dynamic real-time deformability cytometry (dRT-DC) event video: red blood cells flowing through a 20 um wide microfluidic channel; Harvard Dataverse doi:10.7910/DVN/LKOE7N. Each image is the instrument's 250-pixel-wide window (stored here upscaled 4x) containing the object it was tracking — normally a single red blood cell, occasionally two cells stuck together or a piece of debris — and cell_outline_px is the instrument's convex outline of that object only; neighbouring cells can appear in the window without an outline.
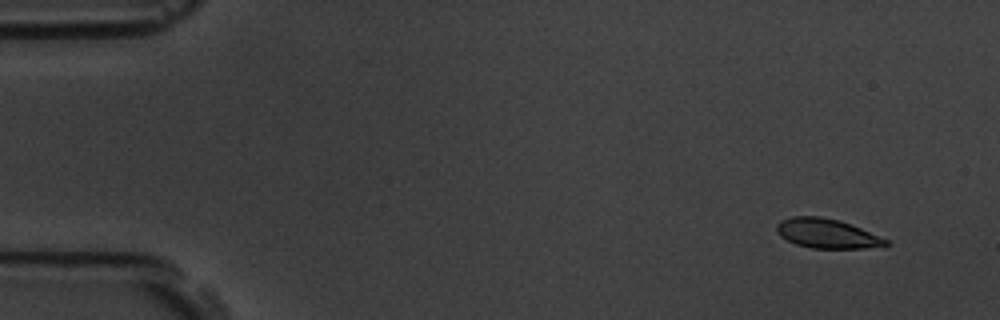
{"species": "common noctule bat (a hibernating species)", "species_latin": "Nyctalus noctula", "temperature_condition": "room temperature", "stored_images_in_passage": 6, "camera_frame_rate_fps": 3000, "um_per_image_px": 0.085, "animal": {"sex": "male", "body_mass_g": 19.5, "forearm_length_mm": 54.6}, "frame": {"image": 1, "passage_image": 1, "time_ms": 0.0, "image_size_px": [1000, 320], "cell_outline_px": [[888, 244], [884, 248], [812, 248], [796, 244], [780, 236], [776, 232], [776, 224], [780, 220], [792, 216], [820, 216], [840, 220], [860, 228], [888, 240]], "centroid_in_image_um": [70.29, 19.85], "position_along_channel_um": 14.7, "area_um2": 18.84}}
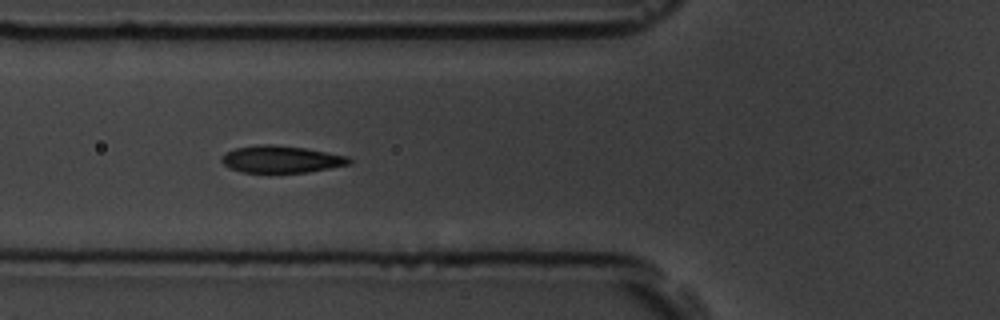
{"frame": {"image": 2, "passage_image": 5, "time_ms": 1.333, "image_size_px": [1000, 320], "cell_outline_px": [[352, 164], [308, 172], [240, 172], [228, 168], [220, 160], [224, 152], [236, 148], [260, 144], [272, 144], [304, 148], [348, 156], [352, 160]], "centroid_in_image_um": [23.88, 13.54], "position_along_channel_um": 101.9, "area_um2": 20.17}}
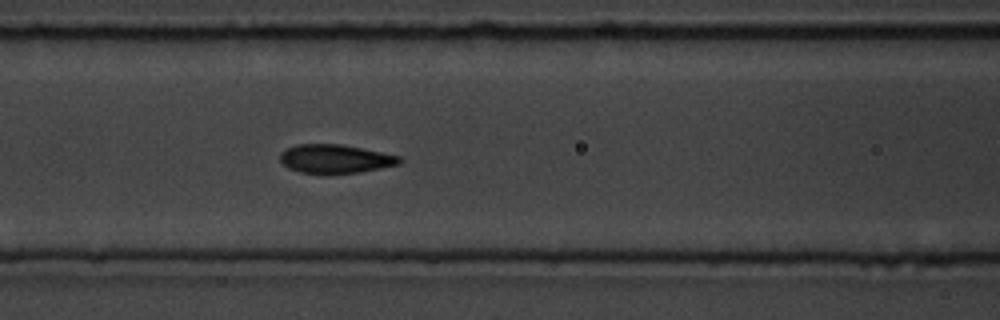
{"frame": {"image": 3, "passage_image": 6, "time_ms": 1.667, "image_size_px": [1000, 320], "cell_outline_px": [[404, 160], [400, 164], [360, 172], [300, 172], [288, 168], [280, 160], [280, 152], [296, 144], [340, 144], [400, 156]], "centroid_in_image_um": [28.5, 13.48], "position_along_channel_um": 138.1, "area_um2": 19.54}}